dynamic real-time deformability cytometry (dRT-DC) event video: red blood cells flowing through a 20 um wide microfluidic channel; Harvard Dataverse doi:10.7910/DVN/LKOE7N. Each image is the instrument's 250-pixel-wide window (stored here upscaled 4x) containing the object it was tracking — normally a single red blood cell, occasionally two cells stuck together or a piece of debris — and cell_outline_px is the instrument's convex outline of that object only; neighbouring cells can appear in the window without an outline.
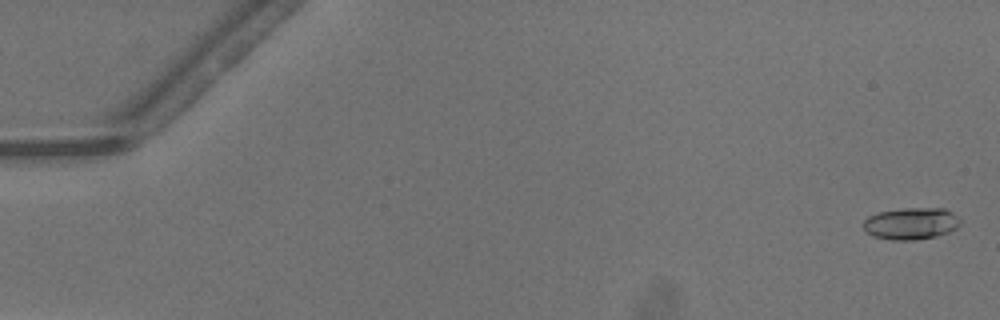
{"species": "common noctule bat (a hibernating species)", "species_latin": "Nyctalus noctula", "temperature_condition": "warm", "stored_images_in_passage": 52, "camera_frame_rate_fps": 3000, "um_per_image_px": 0.085, "animal": {"sex": "male", "body_mass_g": 13.3}, "frame": {"image": 1, "passage_image": 2, "time_ms": 0.333, "image_size_px": [1000, 320], "cell_outline_px": [[960, 224], [956, 228], [948, 232], [936, 236], [916, 240], [888, 240], [872, 236], [864, 228], [864, 220], [868, 216], [876, 212], [900, 208], [944, 208], [952, 212], [960, 220]], "centroid_in_image_um": [77.42, 18.99], "position_along_channel_um": 7.6, "area_um2": 18.15}}
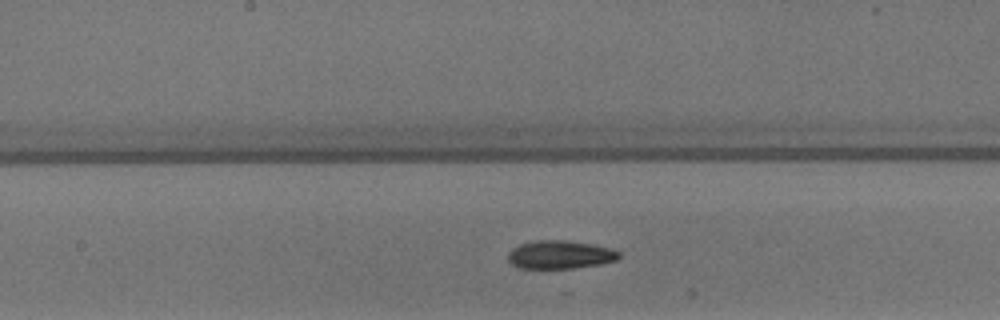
{"frame": {"image": 2, "passage_image": 28, "time_ms": 9.0, "image_size_px": [1000, 320], "cell_outline_px": [[620, 256], [616, 260], [600, 264], [576, 268], [516, 268], [508, 260], [508, 252], [512, 248], [520, 244], [536, 240], [568, 240], [596, 244], [612, 248], [620, 252]], "centroid_in_image_um": [47.62, 21.64], "position_along_channel_um": 200.6, "area_um2": 18.55}}
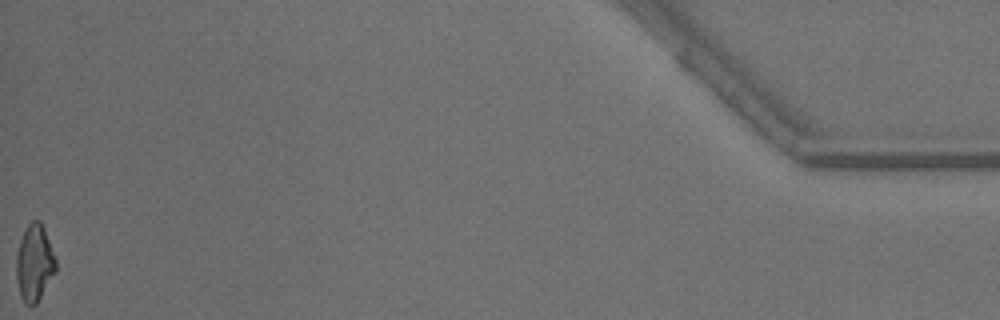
{"frame": {"image": 3, "passage_image": 52, "time_ms": 17.0, "image_size_px": [1000, 320], "cell_outline_px": [[56, 272], [36, 304], [24, 304], [20, 296], [16, 280], [16, 256], [20, 240], [24, 228], [32, 220], [40, 220], [44, 228], [56, 260]], "centroid_in_image_um": [2.91, 22.35], "position_along_channel_um": 432.3, "area_um2": 17.74}, "authors_computed_cell_mechanics": {"area_um2": 17.8024, "velocity_mm_per_s": 4.1502, "shape_relaxation_time_tau1_ms": 3.596, "shape_relaxation_time_tau2_ms": 3.9927, "deformation_change_tau1": 0.1276, "deformation_change_tau2": 0.1138}}